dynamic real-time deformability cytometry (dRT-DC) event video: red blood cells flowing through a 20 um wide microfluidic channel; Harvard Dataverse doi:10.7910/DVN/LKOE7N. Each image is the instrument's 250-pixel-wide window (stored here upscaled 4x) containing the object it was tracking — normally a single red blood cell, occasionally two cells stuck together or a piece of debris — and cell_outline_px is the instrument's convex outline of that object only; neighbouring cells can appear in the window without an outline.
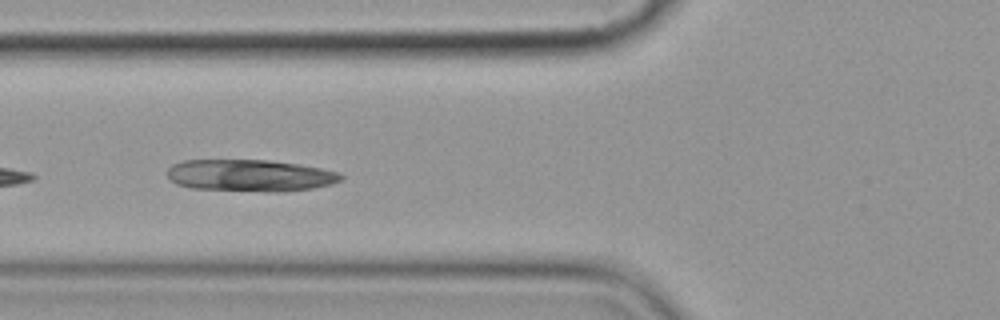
{"species": "common noctule bat (a hibernating species)", "species_latin": "Nyctalus noctula", "temperature_condition": "cold", "stored_images_in_passage": 6, "camera_frame_rate_fps": 3000, "um_per_image_px": 0.085, "animal": {"sex": "female", "body_mass_g": 19.9}, "frame": {"image": 1, "passage_image": 5, "time_ms": 4.667, "image_size_px": [1000, 320], "cell_outline_px": [[344, 176], [340, 180], [332, 184], [312, 188], [280, 192], [272, 192], [192, 188], [176, 184], [168, 180], [168, 168], [172, 164], [184, 160], [268, 160], [296, 164], [320, 168], [340, 172]], "centroid_in_image_um": [21.23, 14.92], "position_along_channel_um": 104.6, "area_um2": 32.31}}
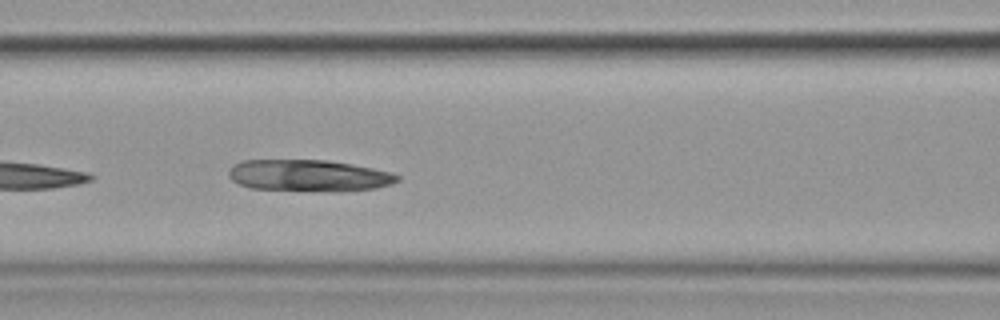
{"frame": {"image": 2, "passage_image": 6, "time_ms": 5.667, "image_size_px": [1000, 320], "cell_outline_px": [[400, 180], [392, 184], [376, 188], [248, 188], [232, 180], [228, 176], [228, 172], [236, 164], [244, 160], [324, 160], [352, 164], [392, 172], [400, 176]], "centroid_in_image_um": [26.23, 14.86], "position_along_channel_um": 140.4, "area_um2": 29.36}}